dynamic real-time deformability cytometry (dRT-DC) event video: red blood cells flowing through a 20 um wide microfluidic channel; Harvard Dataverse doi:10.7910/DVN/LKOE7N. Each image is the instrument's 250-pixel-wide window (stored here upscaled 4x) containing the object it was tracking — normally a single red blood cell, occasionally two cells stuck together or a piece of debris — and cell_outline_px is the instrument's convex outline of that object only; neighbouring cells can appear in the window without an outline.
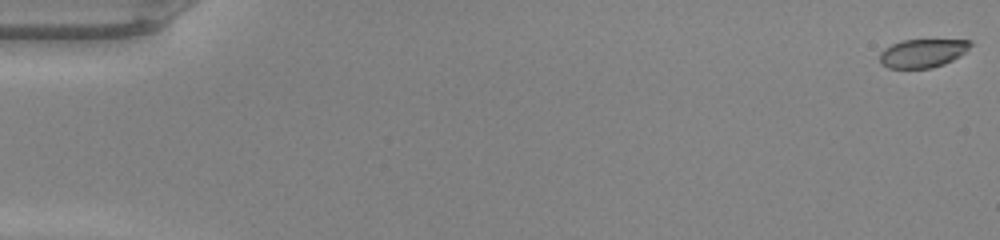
{"species": "common noctule bat (a hibernating species)", "species_latin": "Nyctalus noctula", "temperature_condition": "warm", "stored_images_in_passage": 50, "camera_frame_rate_fps": 3000, "um_per_image_px": 0.085, "animal": {"sex": "male", "body_mass_g": 20.0, "forearm_length_mm": 53.3}, "frame": {"image": 1, "passage_image": 1, "time_ms": 0.0, "image_size_px": [1000, 240], "cell_outline_px": [[972, 44], [960, 56], [944, 64], [932, 68], [888, 68], [880, 64], [880, 52], [884, 48], [892, 44], [904, 40], [972, 40]], "centroid_in_image_um": [78.4, 4.53], "position_along_channel_um": 6.6, "area_um2": 15.03}}
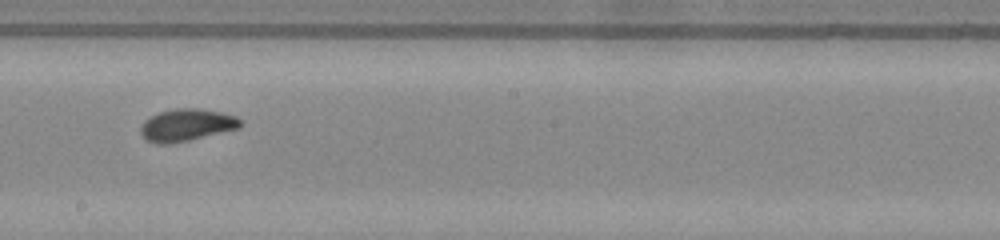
{"frame": {"image": 2, "passage_image": 29, "time_ms": 9.333, "image_size_px": [1000, 240], "cell_outline_px": [[244, 124], [240, 128], [188, 140], [168, 144], [156, 144], [148, 140], [140, 132], [140, 128], [144, 120], [160, 112], [176, 108], [196, 108], [220, 112], [236, 116]], "centroid_in_image_um": [15.88, 10.62], "position_along_channel_um": 232.3, "area_um2": 18.55}}
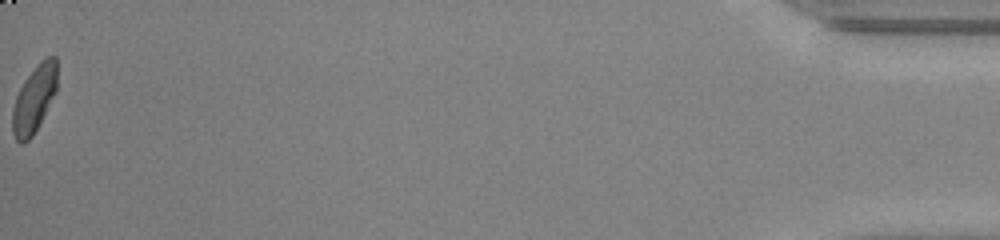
{"frame": {"image": 3, "passage_image": 50, "time_ms": 16.333, "image_size_px": [1000, 240], "cell_outline_px": [[56, 92], [32, 136], [24, 144], [20, 144], [16, 140], [12, 132], [12, 108], [16, 96], [24, 80], [40, 60], [48, 56], [56, 56]], "centroid_in_image_um": [2.88, 8.42], "position_along_channel_um": 432.3, "area_um2": 17.34}, "authors_computed_cell_mechanics": {"area_um2": 17.7446, "velocity_mm_per_s": 4.2491, "shape_relaxation_time_tau1_ms": 2.9026, "shape_relaxation_time_tau2_ms": 1.5206, "deformation_change_tau1": 0.1527, "deformation_change_tau2": 0.0699}}